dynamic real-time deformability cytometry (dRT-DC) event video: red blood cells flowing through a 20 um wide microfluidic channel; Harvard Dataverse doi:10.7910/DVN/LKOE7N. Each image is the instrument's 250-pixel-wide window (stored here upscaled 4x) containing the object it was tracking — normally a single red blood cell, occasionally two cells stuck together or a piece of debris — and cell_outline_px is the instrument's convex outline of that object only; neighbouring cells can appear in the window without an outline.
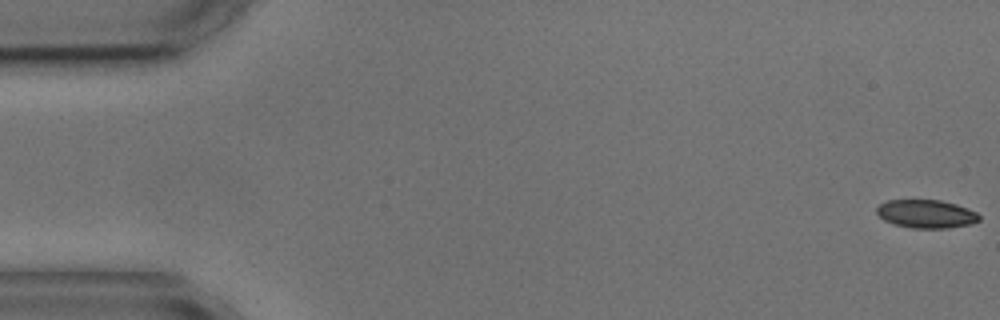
{"species": "common noctule bat (a hibernating species)", "species_latin": "Nyctalus noctula", "temperature_condition": "cold", "stored_images_in_passage": 5, "camera_frame_rate_fps": 3000, "um_per_image_px": 0.085, "animal": {"sex": "male", "body_mass_g": 17.9, "forearm_length_mm": 54.2}, "frame": {"image": 1, "passage_image": 1, "time_ms": 0.0, "image_size_px": [1000, 320], "cell_outline_px": [[980, 220], [968, 224], [948, 228], [912, 228], [896, 224], [884, 220], [876, 212], [876, 208], [880, 204], [888, 200], [940, 200], [956, 204], [968, 208], [976, 212], [980, 216]], "centroid_in_image_um": [78.73, 18.17], "position_along_channel_um": 6.3, "area_um2": 16.76}}
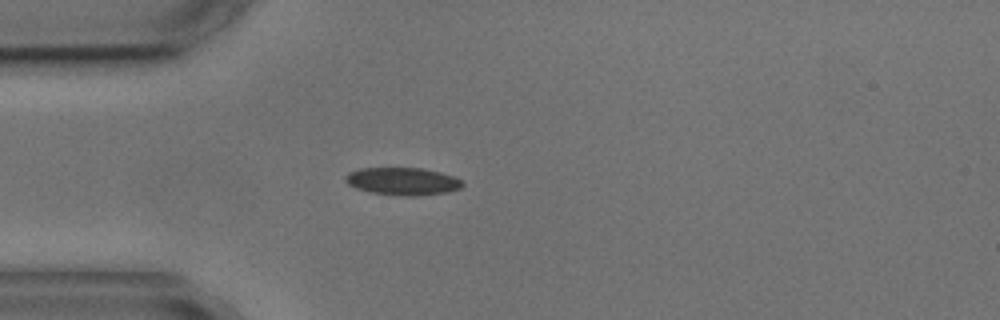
{"frame": {"image": 2, "passage_image": 5, "time_ms": 4.667, "image_size_px": [1000, 320], "cell_outline_px": [[464, 184], [460, 188], [448, 192], [416, 196], [400, 196], [372, 192], [356, 188], [348, 184], [344, 180], [344, 176], [348, 172], [360, 168], [420, 168], [440, 172], [452, 176], [460, 180]], "centroid_in_image_um": [34.19, 15.41], "position_along_channel_um": 50.8, "area_um2": 18.79}}